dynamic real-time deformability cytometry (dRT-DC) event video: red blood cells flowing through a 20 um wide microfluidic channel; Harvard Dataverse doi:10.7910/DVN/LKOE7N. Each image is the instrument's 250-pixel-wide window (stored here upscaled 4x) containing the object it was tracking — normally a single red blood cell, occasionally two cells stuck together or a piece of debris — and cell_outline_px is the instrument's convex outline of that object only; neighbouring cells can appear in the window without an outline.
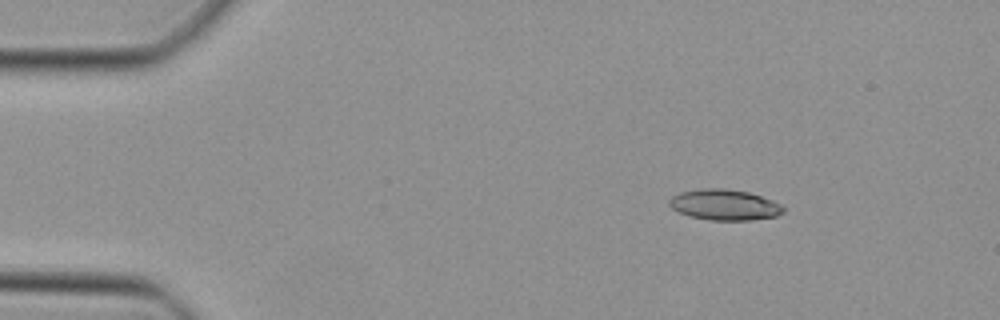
{"species": "Egyptian fruit bat (a non-hibernating species)", "species_latin": "Rousettus aegyptiacus", "temperature_condition": "cold", "stored_images_in_passage": 41, "camera_frame_rate_fps": 3000, "um_per_image_px": 0.085, "animal": {"sex": "female"}, "frame": {"image": 1, "passage_image": 1, "time_ms": 0.0, "image_size_px": [1000, 320], "cell_outline_px": [[784, 212], [776, 216], [752, 220], [708, 220], [688, 216], [672, 208], [668, 204], [668, 200], [672, 196], [680, 192], [700, 188], [724, 188], [748, 192], [772, 200], [780, 204], [784, 208]], "centroid_in_image_um": [61.56, 17.41], "position_along_channel_um": 23.4, "area_um2": 20.52}}
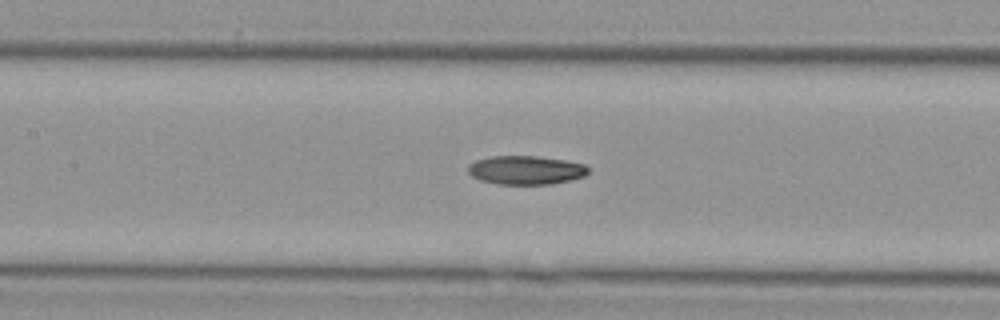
{"frame": {"image": 2, "passage_image": 16, "time_ms": 5.0, "image_size_px": [1000, 320], "cell_outline_px": [[588, 172], [584, 176], [552, 184], [496, 184], [480, 180], [472, 176], [468, 172], [468, 164], [476, 160], [492, 156], [536, 156], [564, 160], [584, 164], [588, 168]], "centroid_in_image_um": [44.66, 14.46], "position_along_channel_um": 162.7, "area_um2": 20.06}}
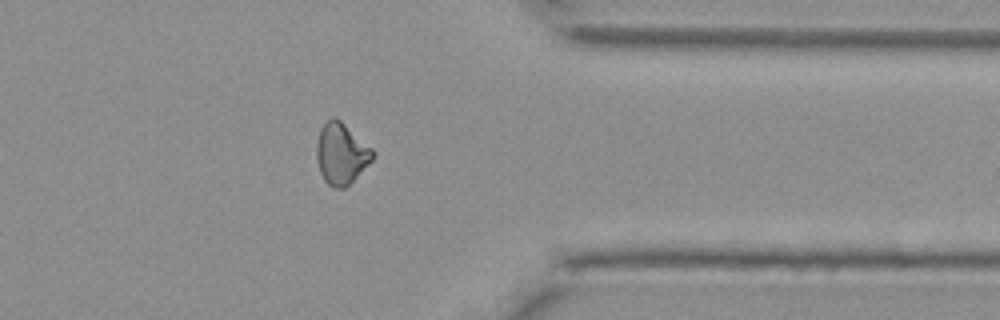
{"frame": {"image": 3, "passage_image": 32, "time_ms": 10.333, "image_size_px": [1000, 320], "cell_outline_px": [[376, 156], [344, 188], [332, 188], [324, 180], [320, 172], [316, 160], [316, 144], [320, 128], [328, 120], [336, 116], [372, 148], [376, 152]], "centroid_in_image_um": [28.99, 13.05], "position_along_channel_um": 382.4, "area_um2": 20.0}}